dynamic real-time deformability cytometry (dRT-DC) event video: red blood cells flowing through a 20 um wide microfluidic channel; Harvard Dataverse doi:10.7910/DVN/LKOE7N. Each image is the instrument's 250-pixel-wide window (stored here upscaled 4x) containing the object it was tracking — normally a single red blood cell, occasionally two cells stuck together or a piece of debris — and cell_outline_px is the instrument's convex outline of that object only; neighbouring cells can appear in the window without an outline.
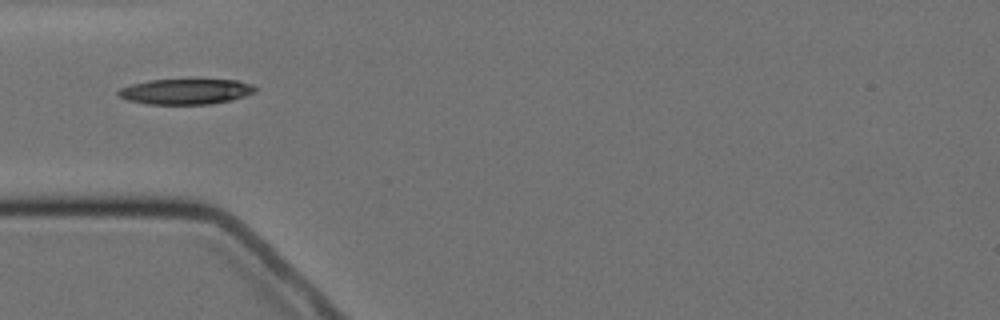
{"species": "Egyptian fruit bat (a non-hibernating species)", "species_latin": "Rousettus aegyptiacus", "temperature_condition": "cold", "stored_images_in_passage": 11, "camera_frame_rate_fps": 3000, "um_per_image_px": 0.085, "animal": {"sex": "female"}, "frame": {"image": 1, "passage_image": 1, "time_ms": 0.0, "image_size_px": [1000, 320], "cell_outline_px": [[256, 92], [232, 100], [208, 104], [148, 104], [128, 100], [120, 96], [116, 92], [120, 88], [132, 84], [148, 80], [236, 80], [252, 84], [256, 88]], "centroid_in_image_um": [15.79, 7.78], "position_along_channel_um": 69.2, "area_um2": 20.17}}
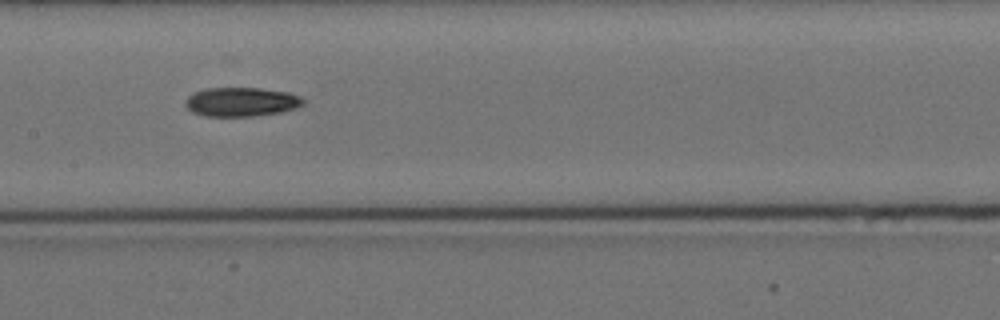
{"frame": {"image": 2, "passage_image": 4, "time_ms": 3.333, "image_size_px": [1000, 320], "cell_outline_px": [[304, 104], [296, 108], [284, 112], [252, 116], [204, 116], [192, 112], [184, 104], [188, 96], [204, 88], [260, 88], [288, 92], [300, 96], [304, 100]], "centroid_in_image_um": [20.53, 8.66], "position_along_channel_um": 186.9, "area_um2": 20.06}}
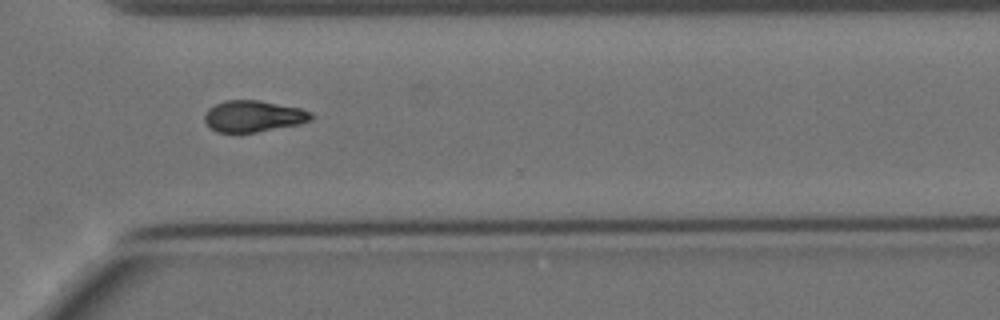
{"frame": {"image": 3, "passage_image": 8, "time_ms": 8.0, "image_size_px": [1000, 320], "cell_outline_px": [[316, 116], [312, 120], [300, 124], [256, 132], [216, 132], [204, 120], [204, 116], [208, 108], [224, 100], [260, 100], [300, 108], [312, 112]], "centroid_in_image_um": [21.58, 9.87], "position_along_channel_um": 349.0, "area_um2": 19.59}}